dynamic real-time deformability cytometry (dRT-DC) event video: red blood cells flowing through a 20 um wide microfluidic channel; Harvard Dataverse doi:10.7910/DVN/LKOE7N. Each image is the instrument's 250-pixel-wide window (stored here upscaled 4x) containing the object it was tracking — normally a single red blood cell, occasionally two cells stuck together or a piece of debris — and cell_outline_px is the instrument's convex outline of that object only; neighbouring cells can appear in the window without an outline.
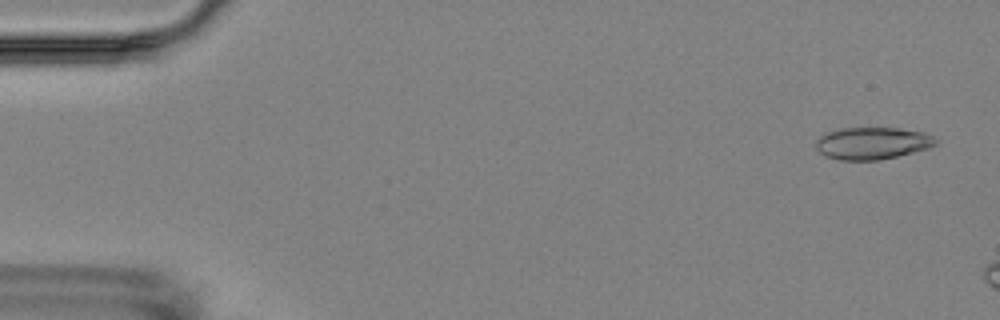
{"species": "Egyptian fruit bat (a non-hibernating species)", "species_latin": "Rousettus aegyptiacus", "temperature_condition": "room temperature", "stored_images_in_passage": 3, "camera_frame_rate_fps": 3000, "um_per_image_px": 0.085, "animal": {"sex": "female"}, "frame": {"image": 1, "passage_image": 1, "time_ms": 0.0, "image_size_px": [1000, 320], "cell_outline_px": [[936, 144], [928, 148], [880, 160], [840, 160], [824, 156], [816, 148], [816, 140], [824, 132], [840, 128], [896, 128], [920, 132], [932, 136], [936, 140]], "centroid_in_image_um": [74.07, 12.17], "position_along_channel_um": 10.9, "area_um2": 22.31}}